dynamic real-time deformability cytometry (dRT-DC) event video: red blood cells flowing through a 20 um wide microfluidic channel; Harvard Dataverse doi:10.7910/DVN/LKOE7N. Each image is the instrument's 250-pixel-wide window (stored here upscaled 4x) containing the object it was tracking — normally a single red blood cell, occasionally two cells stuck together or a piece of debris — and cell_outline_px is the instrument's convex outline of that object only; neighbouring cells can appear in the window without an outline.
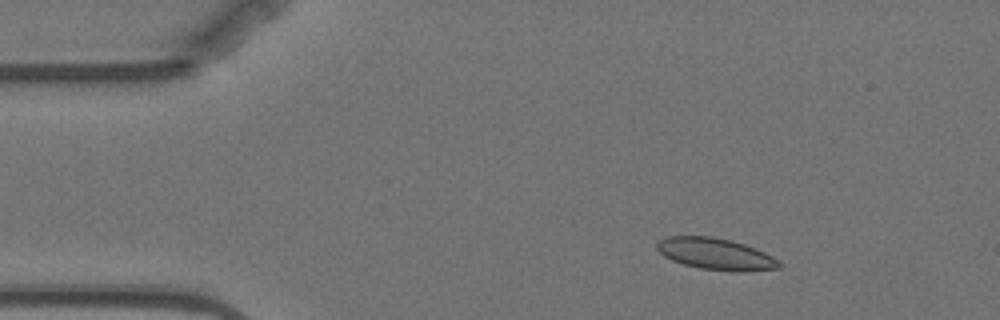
{"species": "Egyptian fruit bat (a non-hibernating species)", "species_latin": "Rousettus aegyptiacus", "temperature_condition": "warm", "stored_images_in_passage": 5, "camera_frame_rate_fps": 3000, "um_per_image_px": 0.085, "animal": {"sex": "female"}, "frame": {"image": 1, "passage_image": 3, "time_ms": 2.333, "image_size_px": [1000, 320], "cell_outline_px": [[784, 264], [780, 268], [736, 272], [700, 268], [684, 264], [672, 260], [664, 256], [656, 248], [656, 244], [660, 240], [668, 236], [712, 236], [732, 240], [756, 248], [772, 256]], "centroid_in_image_um": [60.86, 21.58], "position_along_channel_um": 24.1, "area_um2": 22.54}}